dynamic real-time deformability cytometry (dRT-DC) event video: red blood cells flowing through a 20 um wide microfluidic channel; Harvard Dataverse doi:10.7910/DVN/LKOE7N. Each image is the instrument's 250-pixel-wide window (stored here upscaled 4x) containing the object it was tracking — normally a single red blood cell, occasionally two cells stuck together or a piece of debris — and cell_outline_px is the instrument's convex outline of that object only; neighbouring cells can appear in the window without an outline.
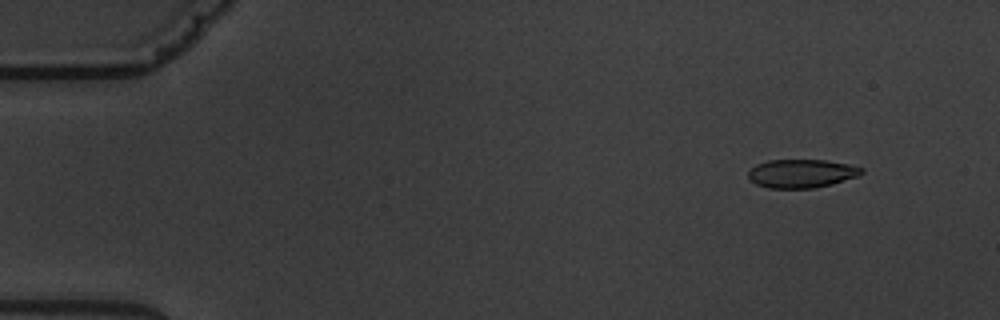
{"species": "common noctule bat (a hibernating species)", "species_latin": "Nyctalus noctula", "temperature_condition": "warm", "stored_images_in_passage": 6, "camera_frame_rate_fps": 3000, "um_per_image_px": 0.085, "animal": {"sex": "male", "body_mass_g": 19.5, "forearm_length_mm": 54.6}, "frame": {"image": 1, "passage_image": 2, "time_ms": 1.0, "image_size_px": [1000, 320], "cell_outline_px": [[864, 172], [860, 176], [832, 184], [816, 188], [768, 188], [756, 184], [748, 180], [748, 172], [756, 164], [768, 160], [824, 160], [848, 164], [864, 168]], "centroid_in_image_um": [68.14, 14.75], "position_along_channel_um": 16.9, "area_um2": 19.02}}
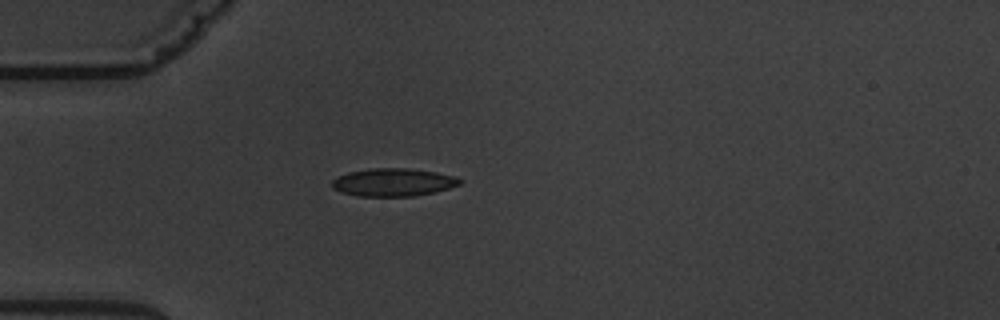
{"frame": {"image": 2, "passage_image": 5, "time_ms": 4.667, "image_size_px": [1000, 320], "cell_outline_px": [[464, 180], [460, 184], [436, 192], [412, 196], [356, 196], [332, 188], [332, 180], [336, 176], [348, 172], [372, 168], [408, 168], [436, 172], [456, 176]], "centroid_in_image_um": [33.44, 15.49], "position_along_channel_um": 51.6, "area_um2": 20.87}}